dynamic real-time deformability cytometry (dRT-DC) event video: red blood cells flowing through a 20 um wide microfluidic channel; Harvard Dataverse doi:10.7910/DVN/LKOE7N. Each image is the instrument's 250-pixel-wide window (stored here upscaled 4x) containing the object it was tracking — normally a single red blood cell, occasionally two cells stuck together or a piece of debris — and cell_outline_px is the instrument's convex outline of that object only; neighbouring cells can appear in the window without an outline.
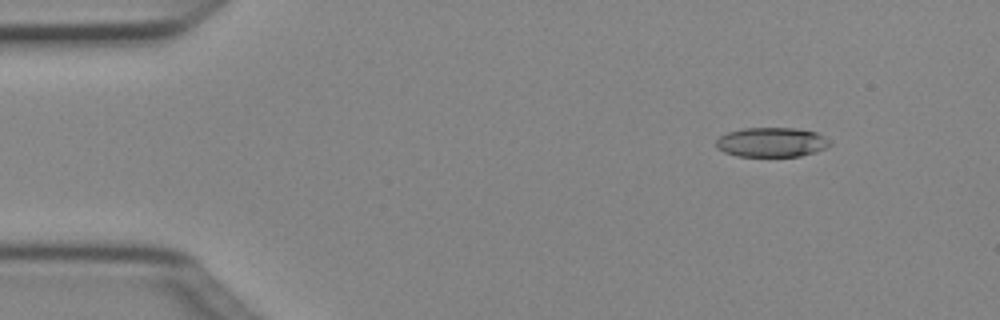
{"species": "Egyptian fruit bat (a non-hibernating species)", "species_latin": "Rousettus aegyptiacus", "temperature_condition": "cold", "stored_images_in_passage": 4, "camera_frame_rate_fps": 3000, "um_per_image_px": 0.085, "animal": {"sex": "female"}, "frame": {"image": 1, "passage_image": 1, "time_ms": 0.0, "image_size_px": [1000, 320], "cell_outline_px": [[832, 144], [816, 152], [800, 156], [736, 156], [724, 152], [716, 148], [716, 140], [720, 136], [728, 132], [744, 128], [796, 128], [816, 132], [824, 136]], "centroid_in_image_um": [65.57, 12.09], "position_along_channel_um": 19.4, "area_um2": 19.59}}
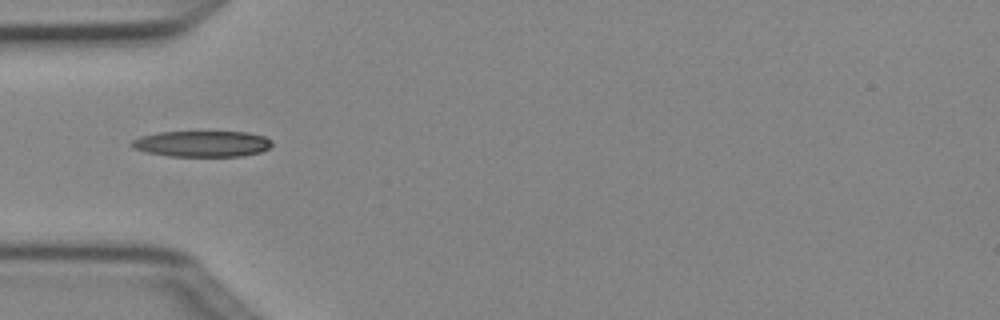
{"frame": {"image": 2, "passage_image": 4, "time_ms": 1.0, "image_size_px": [1000, 320], "cell_outline_px": [[272, 144], [268, 148], [260, 152], [240, 156], [168, 156], [148, 152], [132, 148], [128, 144], [132, 140], [140, 136], [156, 132], [248, 132], [264, 136], [272, 140]], "centroid_in_image_um": [17.14, 12.21], "position_along_channel_um": 67.9, "area_um2": 21.33}}